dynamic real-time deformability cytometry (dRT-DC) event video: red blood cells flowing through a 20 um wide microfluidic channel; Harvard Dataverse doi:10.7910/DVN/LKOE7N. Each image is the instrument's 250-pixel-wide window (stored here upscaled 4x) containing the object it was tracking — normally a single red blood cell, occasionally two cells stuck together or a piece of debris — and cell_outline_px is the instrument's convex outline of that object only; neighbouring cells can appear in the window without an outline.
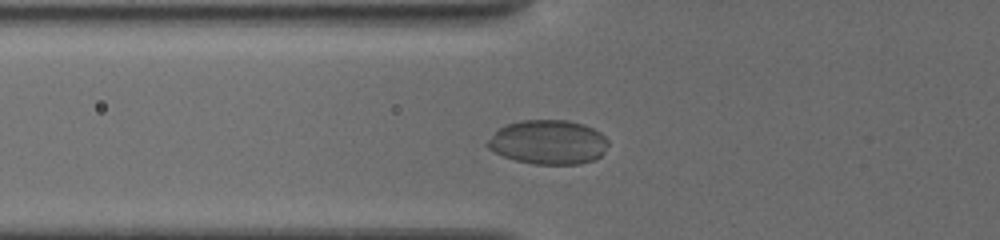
{"species": "common noctule bat (a hibernating species)", "species_latin": "Nyctalus noctula", "temperature_condition": "cold", "stored_images_in_passage": 38, "camera_frame_rate_fps": 3000, "um_per_image_px": 0.085, "animal": {"sex": "female", "body_mass_g": 19.5, "forearm_length_mm": 54.1}, "frame": {"image": 1, "passage_image": 2, "time_ms": 0.333, "image_size_px": [1000, 240], "cell_outline_px": [[608, 144], [604, 152], [600, 156], [592, 160], [580, 164], [536, 164], [516, 160], [504, 156], [488, 148], [484, 144], [500, 128], [508, 124], [524, 120], [564, 120], [584, 124], [600, 132], [608, 140]], "centroid_in_image_um": [46.62, 12.08], "position_along_channel_um": 79.2, "area_um2": 30.87}}
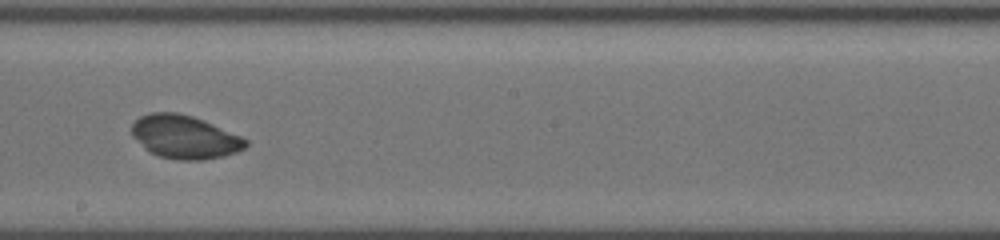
{"frame": {"image": 2, "passage_image": 18, "time_ms": 4.333, "image_size_px": [1000, 240], "cell_outline_px": [[248, 144], [244, 148], [236, 152], [224, 156], [204, 160], [176, 160], [156, 156], [144, 148], [132, 136], [132, 124], [140, 116], [152, 112], [176, 112], [192, 116], [212, 124], [240, 136], [248, 140]], "centroid_in_image_um": [15.67, 11.66], "position_along_channel_um": 232.5, "area_um2": 28.73}}
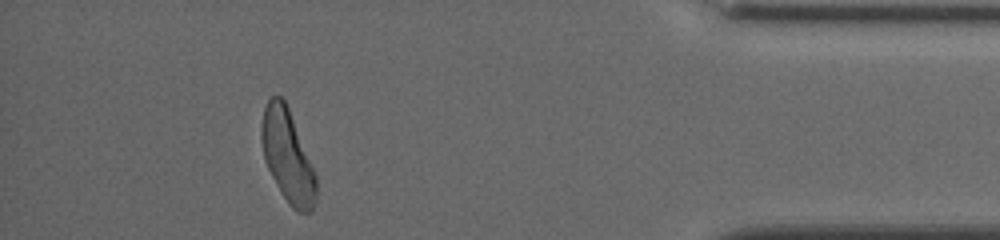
{"frame": {"image": 3, "passage_image": 33, "time_ms": 10.0, "image_size_px": [1000, 240], "cell_outline_px": [[316, 200], [312, 212], [296, 212], [288, 204], [272, 176], [264, 160], [260, 136], [260, 128], [264, 108], [268, 100], [272, 96], [280, 96], [284, 100], [288, 108], [316, 176]], "centroid_in_image_um": [24.42, 13.3], "position_along_channel_um": 410.8, "area_um2": 29.07}, "authors_computed_cell_mechanics": {"area_um2": 28.8422, "velocity_mm_per_s": 3.8317, "shape_relaxation_time_tau1_ms": null, "shape_relaxation_time_tau2_ms": 3.5248, "deformation_change_tau1": null, "deformation_change_tau2": 0.0503}}